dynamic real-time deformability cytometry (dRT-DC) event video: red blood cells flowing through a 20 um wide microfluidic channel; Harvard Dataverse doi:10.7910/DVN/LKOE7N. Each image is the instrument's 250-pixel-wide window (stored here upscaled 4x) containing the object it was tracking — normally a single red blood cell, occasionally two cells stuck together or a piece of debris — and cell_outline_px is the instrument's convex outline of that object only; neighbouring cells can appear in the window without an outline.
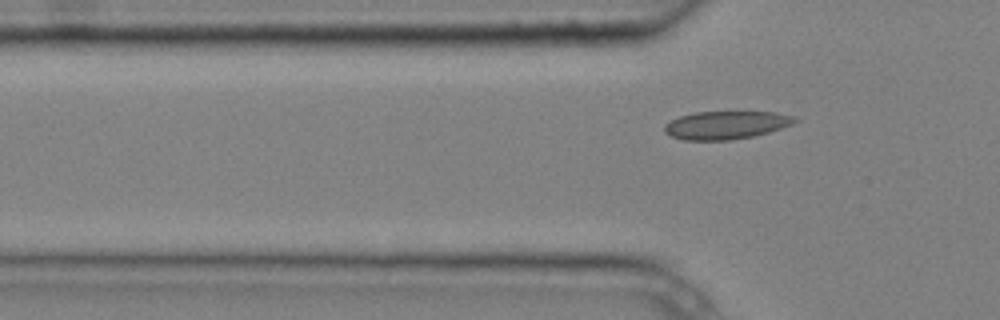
{"species": "common noctule bat (a hibernating species)", "species_latin": "Nyctalus noctula", "temperature_condition": "cold", "stored_images_in_passage": 7, "segment_of_instrument_passage": [2, 2], "camera_frame_rate_fps": 3000, "um_per_image_px": 0.085, "animal": {"sex": "male", "body_mass_g": 20.4}, "frame": {"image": 1, "passage_image": 7, "time_ms": 2.0, "image_size_px": [1000, 320], "cell_outline_px": [[800, 120], [792, 124], [768, 132], [752, 136], [732, 140], [684, 140], [672, 136], [664, 132], [664, 124], [680, 116], [696, 112], [772, 112], [796, 116]], "centroid_in_image_um": [61.72, 10.63], "position_along_channel_um": 64.1, "area_um2": 21.21}}